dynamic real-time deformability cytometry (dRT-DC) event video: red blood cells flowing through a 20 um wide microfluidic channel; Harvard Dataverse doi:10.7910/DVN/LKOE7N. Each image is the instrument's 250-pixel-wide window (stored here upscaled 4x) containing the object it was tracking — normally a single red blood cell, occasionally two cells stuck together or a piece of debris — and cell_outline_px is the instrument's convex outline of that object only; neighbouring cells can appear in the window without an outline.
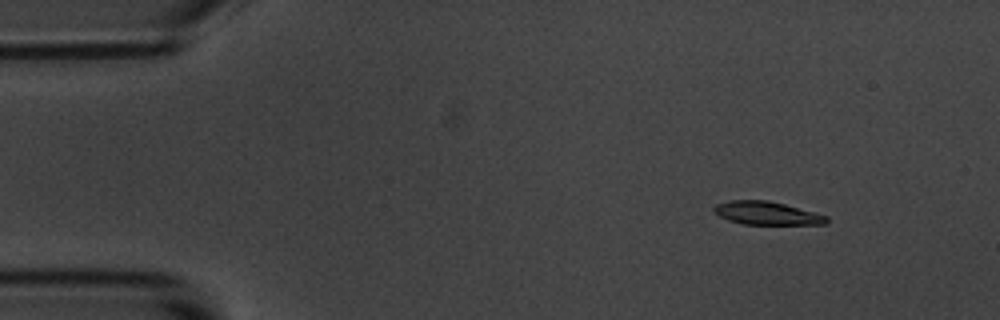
{"species": "common noctule bat (a hibernating species)", "species_latin": "Nyctalus noctula", "temperature_condition": "room temperature", "stored_images_in_passage": 6, "camera_frame_rate_fps": 3000, "um_per_image_px": 0.085, "animal": {"sex": "male", "body_mass_g": 20.1, "forearm_length_mm": 53.5}, "frame": {"image": 1, "passage_image": 1, "time_ms": 0.0, "image_size_px": [1000, 320], "cell_outline_px": [[828, 224], [744, 224], [728, 220], [720, 216], [712, 208], [716, 204], [728, 200], [768, 200], [784, 204], [828, 216]], "centroid_in_image_um": [65.17, 18.11], "position_along_channel_um": 19.8, "area_um2": 15.09}}
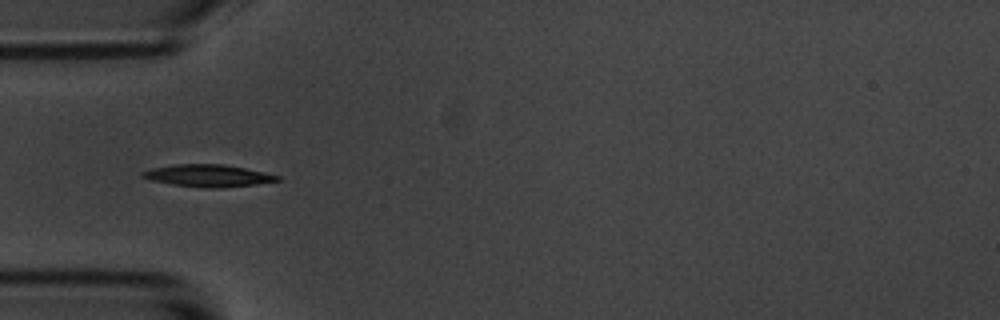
{"frame": {"image": 2, "passage_image": 4, "time_ms": 3.667, "image_size_px": [1000, 320], "cell_outline_px": [[280, 180], [256, 184], [220, 188], [204, 188], [172, 184], [148, 180], [140, 176], [140, 172], [152, 168], [172, 164], [224, 164], [264, 172], [280, 176]], "centroid_in_image_um": [17.63, 14.93], "position_along_channel_um": 67.4, "area_um2": 17.51}}
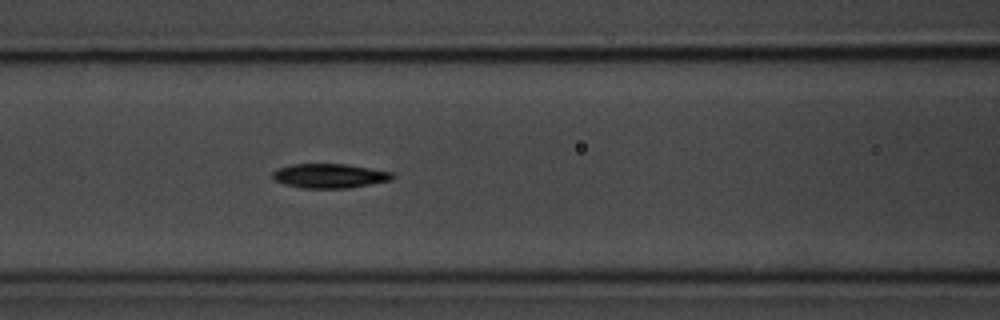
{"frame": {"image": 3, "passage_image": 6, "time_ms": 5.667, "image_size_px": [1000, 320], "cell_outline_px": [[396, 176], [392, 180], [348, 188], [304, 188], [284, 184], [272, 180], [272, 172], [276, 168], [292, 164], [344, 164], [392, 172]], "centroid_in_image_um": [27.97, 14.95], "position_along_channel_um": 138.6, "area_um2": 17.05}}